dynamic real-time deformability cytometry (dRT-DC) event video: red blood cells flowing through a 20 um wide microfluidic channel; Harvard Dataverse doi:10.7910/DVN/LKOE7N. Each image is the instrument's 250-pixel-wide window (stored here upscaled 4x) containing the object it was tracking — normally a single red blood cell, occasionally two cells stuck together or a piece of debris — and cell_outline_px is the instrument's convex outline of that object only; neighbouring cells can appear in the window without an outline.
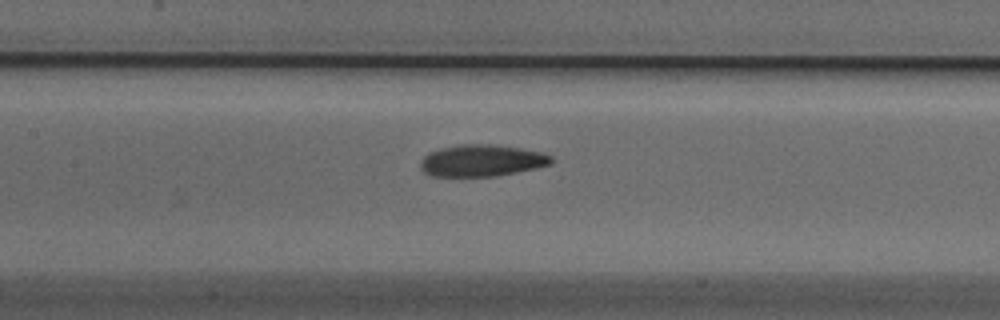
{"species": "Egyptian fruit bat (a non-hibernating species)", "species_latin": "Rousettus aegyptiacus", "temperature_condition": "cold", "stored_images_in_passage": 26, "camera_frame_rate_fps": 3000, "um_per_image_px": 0.085, "animal": {"sex": "male"}, "frame": {"image": 1, "passage_image": 8, "time_ms": 2.333, "image_size_px": [1000, 320], "cell_outline_px": [[552, 164], [536, 168], [496, 176], [432, 176], [424, 172], [420, 168], [420, 160], [428, 152], [440, 148], [460, 144], [488, 144], [520, 148], [540, 152], [552, 156]], "centroid_in_image_um": [40.92, 13.65], "position_along_channel_um": 166.5, "area_um2": 24.22}}
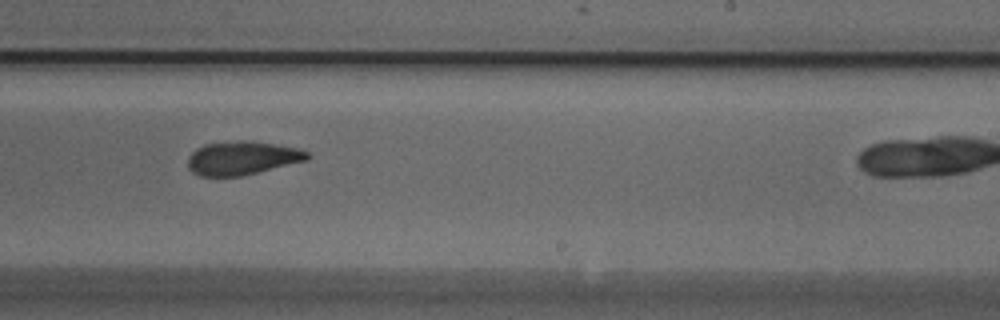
{"frame": {"image": 2, "passage_image": 16, "time_ms": 5.0, "image_size_px": [1000, 320], "cell_outline_px": [[312, 156], [308, 160], [240, 176], [200, 176], [192, 172], [188, 168], [188, 156], [196, 148], [204, 144], [240, 140], [252, 140], [296, 148], [308, 152]], "centroid_in_image_um": [20.57, 13.42], "position_along_channel_um": 268.4, "area_um2": 23.41}}
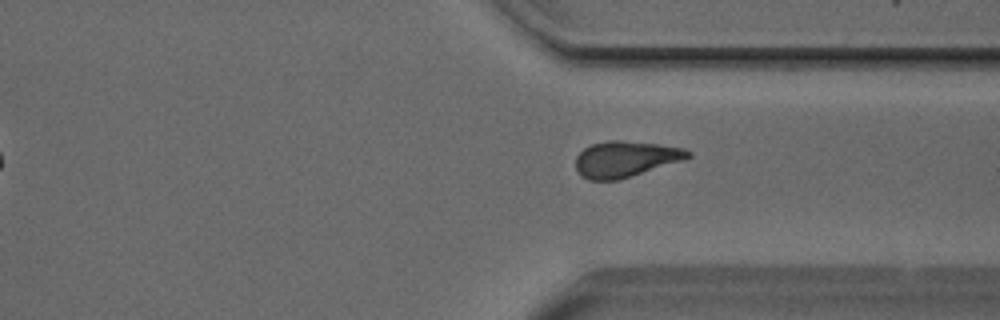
{"frame": {"image": 3, "passage_image": 23, "time_ms": 7.333, "image_size_px": [1000, 320], "cell_outline_px": [[692, 156], [684, 160], [616, 180], [588, 180], [576, 168], [576, 156], [584, 148], [592, 144], [608, 140], [620, 140], [656, 144], [684, 148], [692, 152]], "centroid_in_image_um": [53.18, 13.5], "position_along_channel_um": 358.2, "area_um2": 23.24}}